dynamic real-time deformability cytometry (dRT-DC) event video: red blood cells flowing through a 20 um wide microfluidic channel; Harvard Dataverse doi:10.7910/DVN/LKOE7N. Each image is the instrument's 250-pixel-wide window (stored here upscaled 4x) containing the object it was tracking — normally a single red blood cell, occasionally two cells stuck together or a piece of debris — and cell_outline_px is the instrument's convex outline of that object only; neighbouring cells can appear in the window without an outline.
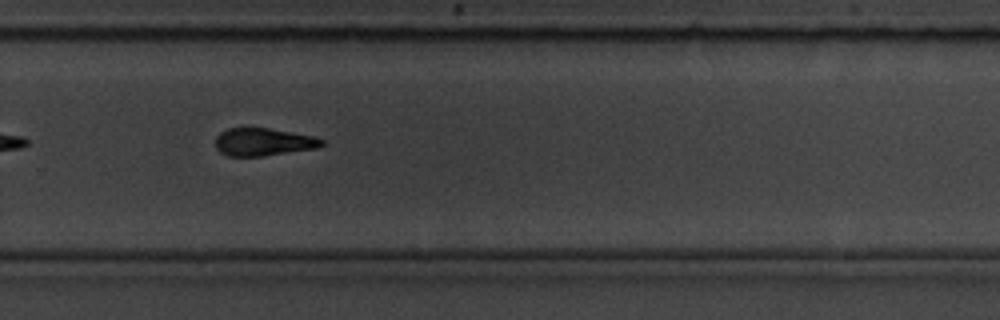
{"species": "common noctule bat (a hibernating species)", "species_latin": "Nyctalus noctula", "temperature_condition": "room temperature", "stored_images_in_passage": 35, "camera_frame_rate_fps": 3000, "um_per_image_px": 0.085, "animal": {"sex": "male", "body_mass_g": 19.5, "forearm_length_mm": 54.6}, "frame": {"image": 1, "passage_image": 20, "time_ms": 6.333, "image_size_px": [1000, 320], "cell_outline_px": [[324, 144], [316, 148], [264, 156], [228, 156], [220, 152], [216, 148], [216, 136], [220, 132], [228, 128], [268, 128], [312, 136], [324, 140]], "centroid_in_image_um": [22.35, 12.07], "position_along_channel_um": 307.4, "area_um2": 17.05}}